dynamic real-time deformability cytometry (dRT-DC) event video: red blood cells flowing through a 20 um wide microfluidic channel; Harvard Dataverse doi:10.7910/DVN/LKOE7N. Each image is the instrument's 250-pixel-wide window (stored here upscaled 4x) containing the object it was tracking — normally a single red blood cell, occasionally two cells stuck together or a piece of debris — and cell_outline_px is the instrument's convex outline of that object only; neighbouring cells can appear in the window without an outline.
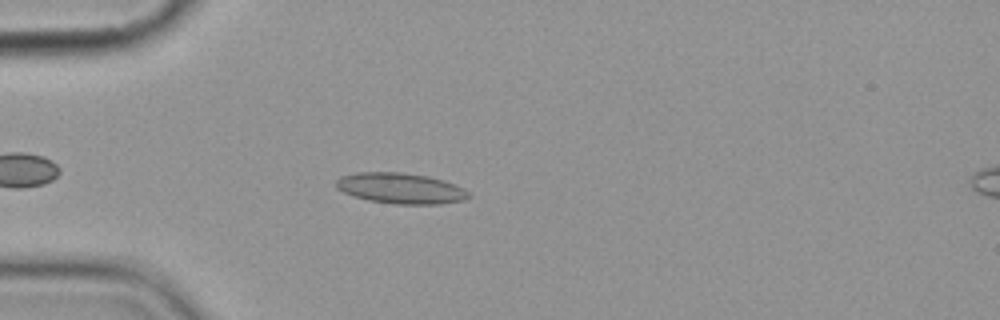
{"species": "common noctule bat (a hibernating species)", "species_latin": "Nyctalus noctula", "temperature_condition": "cold", "stored_images_in_passage": 3, "camera_frame_rate_fps": 3000, "um_per_image_px": 0.085, "animal": {"sex": "female", "body_mass_g": 19.9}, "frame": {"image": 1, "passage_image": 3, "time_ms": 2.333, "image_size_px": [1000, 320], "cell_outline_px": [[472, 196], [464, 200], [440, 204], [392, 204], [368, 200], [352, 196], [336, 188], [336, 180], [340, 176], [356, 172], [400, 172], [428, 176], [452, 184], [468, 192]], "centroid_in_image_um": [34.0, 16.01], "position_along_channel_um": 51.0, "area_um2": 23.64}}